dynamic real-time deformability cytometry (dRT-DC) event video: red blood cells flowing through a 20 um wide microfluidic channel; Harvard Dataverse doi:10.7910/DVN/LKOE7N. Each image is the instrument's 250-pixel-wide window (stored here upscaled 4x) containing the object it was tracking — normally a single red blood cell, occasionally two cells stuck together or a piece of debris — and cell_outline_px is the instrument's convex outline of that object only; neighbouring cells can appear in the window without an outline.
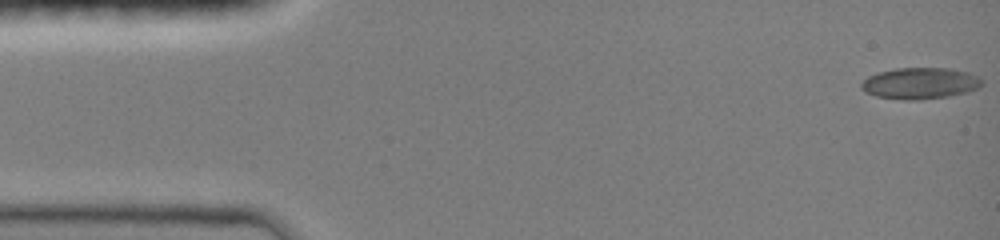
{"species": "common noctule bat (a hibernating species)", "species_latin": "Nyctalus noctula", "temperature_condition": "room temperature", "stored_images_in_passage": 47, "camera_frame_rate_fps": 3000, "um_per_image_px": 0.085, "animal": {"sex": "female", "body_mass_g": 19.0, "forearm_length_mm": 51.5}, "frame": {"image": 1, "passage_image": 1, "time_ms": 0.0, "image_size_px": [1000, 240], "cell_outline_px": [[984, 84], [968, 92], [948, 96], [920, 100], [904, 100], [876, 96], [864, 92], [860, 88], [860, 84], [868, 76], [876, 72], [896, 68], [948, 68], [968, 72], [984, 80]], "centroid_in_image_um": [78.18, 7.08], "position_along_channel_um": 6.8, "area_um2": 22.25}}
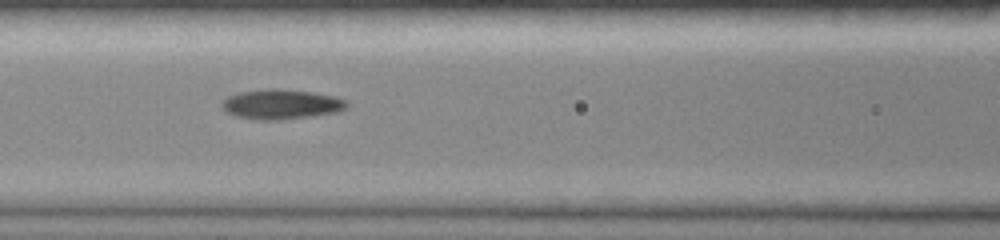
{"frame": {"image": 2, "passage_image": 20, "time_ms": 6.333, "image_size_px": [1000, 240], "cell_outline_px": [[348, 108], [336, 112], [312, 116], [284, 120], [256, 120], [236, 116], [228, 112], [220, 104], [228, 96], [240, 92], [268, 88], [280, 88], [312, 92], [336, 96], [348, 100]], "centroid_in_image_um": [23.95, 8.86], "position_along_channel_um": 142.6, "area_um2": 21.96}}
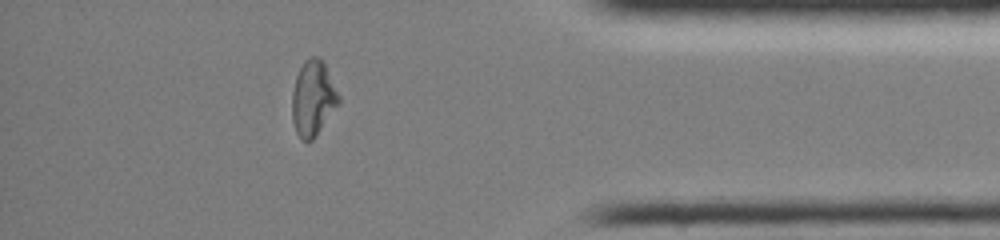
{"frame": {"image": 3, "passage_image": 41, "time_ms": 13.333, "image_size_px": [1000, 240], "cell_outline_px": [[340, 100], [312, 140], [300, 140], [296, 132], [292, 120], [292, 92], [296, 76], [304, 60], [312, 56], [316, 56], [324, 60], [340, 96]], "centroid_in_image_um": [26.59, 8.31], "position_along_channel_um": 408.6, "area_um2": 20.29}, "authors_computed_cell_mechanics": {"area_um2": 20.5768, "velocity_mm_per_s": 4.0611, "shape_relaxation_time_tau1_ms": 4.8082, "shape_relaxation_time_tau2_ms": 3.4626, "deformation_change_tau1": 0.1973, "deformation_change_tau2": 0.1051}}